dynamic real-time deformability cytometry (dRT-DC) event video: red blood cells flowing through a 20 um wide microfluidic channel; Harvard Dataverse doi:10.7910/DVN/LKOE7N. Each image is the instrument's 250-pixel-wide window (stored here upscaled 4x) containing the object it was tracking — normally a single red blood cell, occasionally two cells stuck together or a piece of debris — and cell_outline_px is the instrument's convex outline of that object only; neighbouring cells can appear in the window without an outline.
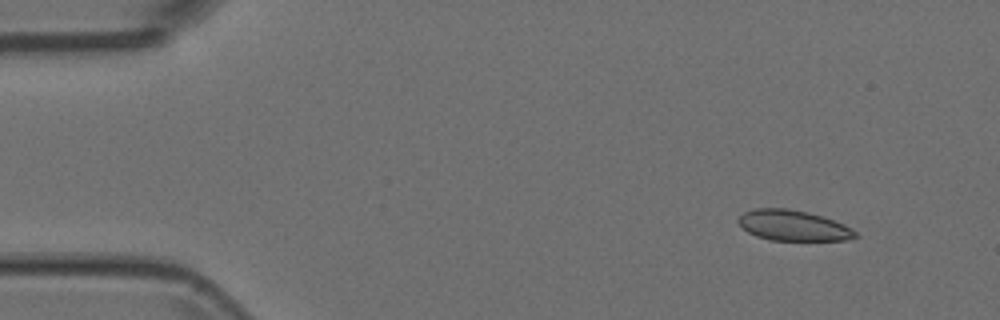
{"species": "Egyptian fruit bat (a non-hibernating species)", "species_latin": "Rousettus aegyptiacus", "temperature_condition": "room temperature", "stored_images_in_passage": 3, "camera_frame_rate_fps": 3000, "um_per_image_px": 0.085, "animal": {"sex": "female"}, "frame": {"image": 1, "passage_image": 1, "time_ms": 0.0, "image_size_px": [1000, 320], "cell_outline_px": [[856, 236], [844, 240], [768, 240], [756, 236], [748, 232], [736, 220], [744, 212], [756, 208], [788, 208], [808, 212], [844, 224], [856, 232]], "centroid_in_image_um": [67.37, 19.16], "position_along_channel_um": 17.6, "area_um2": 20.58}}
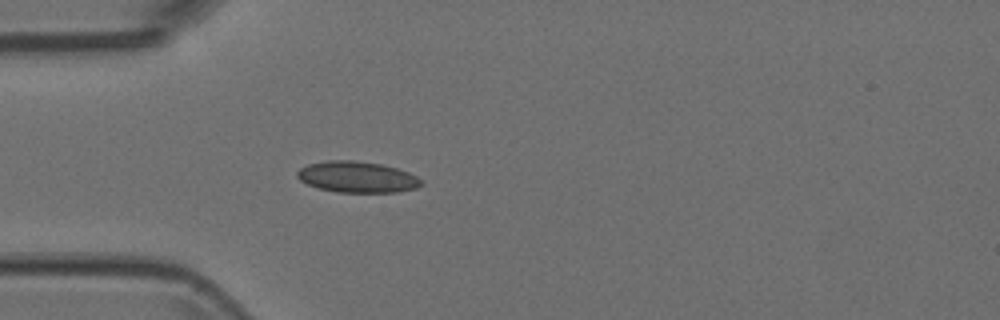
{"frame": {"image": 2, "passage_image": 3, "time_ms": 0.667, "image_size_px": [1000, 320], "cell_outline_px": [[424, 184], [416, 188], [396, 192], [336, 192], [320, 188], [308, 184], [300, 180], [296, 176], [296, 172], [300, 168], [308, 164], [328, 160], [356, 160], [380, 164], [396, 168], [408, 172], [416, 176]], "centroid_in_image_um": [30.34, 15.04], "position_along_channel_um": 54.7, "area_um2": 22.43}}